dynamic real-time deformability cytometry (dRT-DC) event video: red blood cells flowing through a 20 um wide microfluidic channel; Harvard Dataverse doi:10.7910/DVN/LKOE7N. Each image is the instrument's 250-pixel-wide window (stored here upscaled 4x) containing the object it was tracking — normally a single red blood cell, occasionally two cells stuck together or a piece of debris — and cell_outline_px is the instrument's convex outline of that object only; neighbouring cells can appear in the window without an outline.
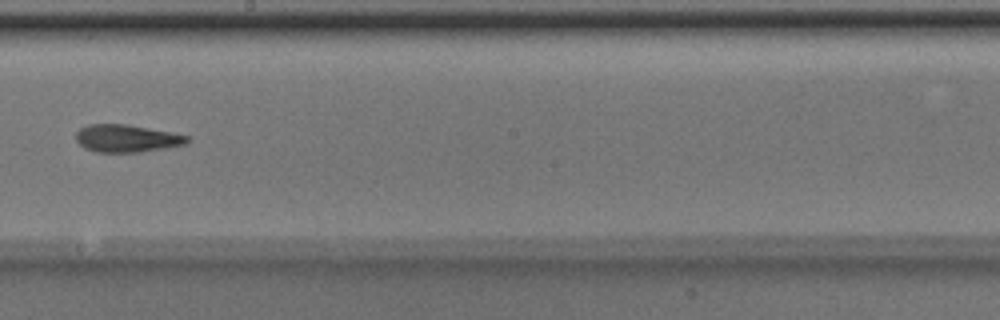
{"species": "Egyptian fruit bat (a non-hibernating species)", "species_latin": "Rousettus aegyptiacus", "temperature_condition": "room temperature", "stored_images_in_passage": 8, "camera_frame_rate_fps": 3000, "um_per_image_px": 0.085, "animal": {"sex": "male"}, "frame": {"image": 1, "passage_image": 8, "time_ms": 2.333, "image_size_px": [1000, 320], "cell_outline_px": [[188, 144], [140, 152], [96, 152], [84, 148], [76, 140], [76, 132], [80, 128], [88, 124], [124, 124], [172, 132], [188, 136]], "centroid_in_image_um": [10.75, 11.76], "position_along_channel_um": 237.4, "area_um2": 17.8}}